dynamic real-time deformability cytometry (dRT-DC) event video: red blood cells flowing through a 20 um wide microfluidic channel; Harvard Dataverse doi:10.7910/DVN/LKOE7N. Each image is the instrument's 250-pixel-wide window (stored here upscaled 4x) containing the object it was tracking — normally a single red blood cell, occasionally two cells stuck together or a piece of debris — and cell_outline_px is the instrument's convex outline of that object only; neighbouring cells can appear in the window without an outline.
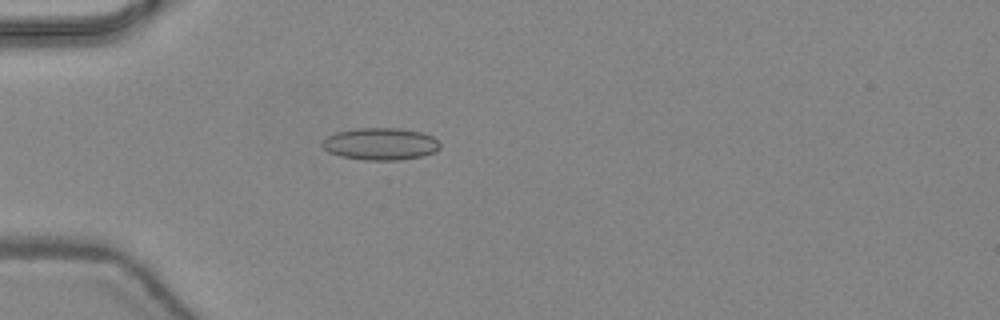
{"species": "common noctule bat (a hibernating species)", "species_latin": "Nyctalus noctula", "temperature_condition": "warm", "stored_images_in_passage": 42, "camera_frame_rate_fps": 3000, "um_per_image_px": 0.085, "animal": {"sex": "female", "body_mass_g": 24.6, "forearm_length_mm": 56.2}, "frame": {"image": 1, "passage_image": 14, "time_ms": 4.333, "image_size_px": [1000, 320], "cell_outline_px": [[440, 148], [436, 152], [424, 156], [400, 160], [364, 160], [340, 156], [328, 152], [320, 144], [328, 136], [336, 132], [356, 128], [400, 128], [420, 132], [432, 136], [440, 144]], "centroid_in_image_um": [32.35, 12.24], "position_along_channel_um": 52.7, "area_um2": 22.2}}
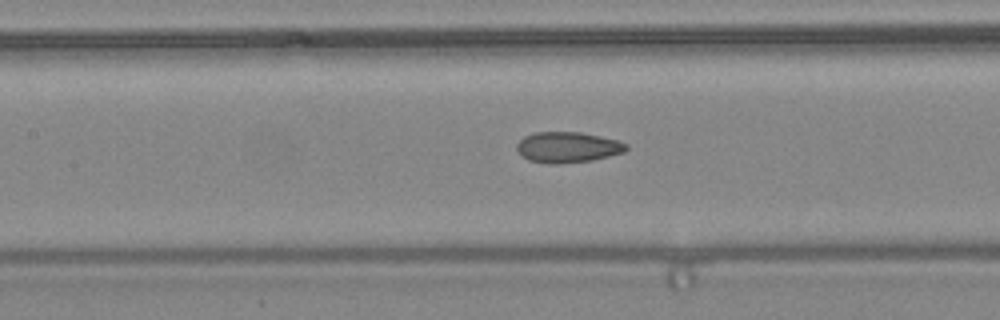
{"frame": {"image": 2, "passage_image": 22, "time_ms": 7.0, "image_size_px": [1000, 320], "cell_outline_px": [[628, 148], [624, 152], [592, 160], [556, 164], [548, 164], [528, 160], [520, 156], [516, 148], [516, 144], [524, 136], [536, 132], [580, 132], [600, 136], [616, 140], [628, 144]], "centroid_in_image_um": [48.21, 12.52], "position_along_channel_um": 159.2, "area_um2": 19.65}}
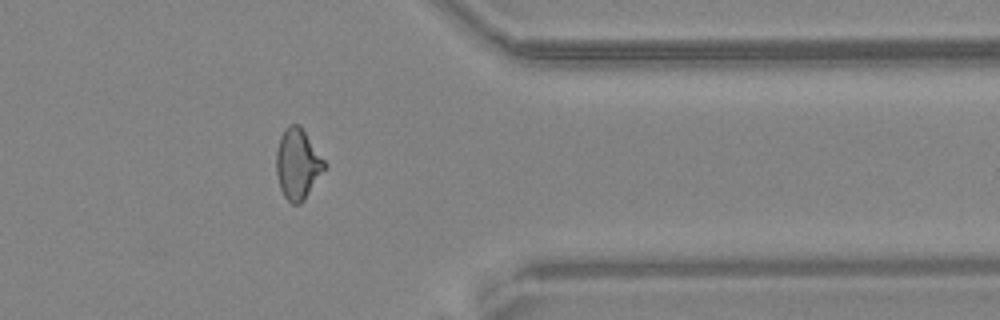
{"frame": {"image": 3, "passage_image": 38, "time_ms": 12.333, "image_size_px": [1000, 320], "cell_outline_px": [[328, 164], [304, 200], [300, 204], [292, 204], [284, 196], [280, 188], [276, 172], [276, 152], [280, 136], [284, 128], [288, 124], [300, 124]], "centroid_in_image_um": [25.3, 13.91], "position_along_channel_um": 386.1, "area_um2": 20.0}, "authors_computed_cell_mechanics": {"area_um2": 19.9988, "velocity_mm_per_s": 4.4614, "shape_relaxation_time_tau1_ms": null, "shape_relaxation_time_tau2_ms": 1.6432, "deformation_change_tau1": null, "deformation_change_tau2": 0.0787}}